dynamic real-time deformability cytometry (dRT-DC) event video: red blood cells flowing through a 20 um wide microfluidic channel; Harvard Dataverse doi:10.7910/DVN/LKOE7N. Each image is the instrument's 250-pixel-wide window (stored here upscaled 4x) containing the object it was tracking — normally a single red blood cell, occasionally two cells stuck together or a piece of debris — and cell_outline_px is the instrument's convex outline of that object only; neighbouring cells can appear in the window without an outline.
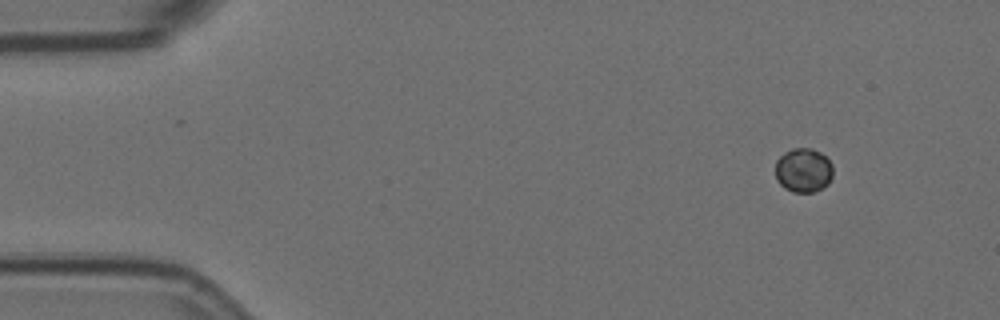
{"species": "Egyptian fruit bat (a non-hibernating species)", "species_latin": "Rousettus aegyptiacus", "temperature_condition": "room temperature", "stored_images_in_passage": 5, "camera_frame_rate_fps": 3000, "um_per_image_px": 0.085, "animal": {"sex": "female"}, "frame": {"image": 1, "passage_image": 2, "time_ms": 0.333, "image_size_px": [1000, 320], "cell_outline_px": [[832, 176], [828, 184], [812, 192], [792, 192], [784, 188], [776, 180], [776, 160], [784, 152], [792, 148], [812, 148], [820, 152], [832, 164]], "centroid_in_image_um": [68.27, 14.46], "position_along_channel_um": 16.7, "area_um2": 14.85}}
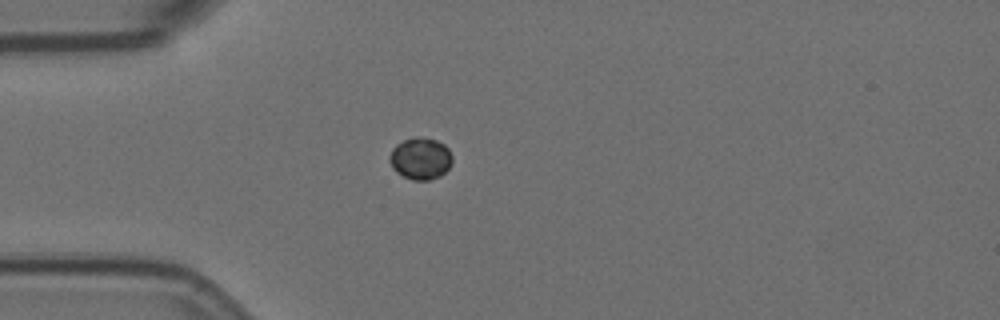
{"frame": {"image": 2, "passage_image": 5, "time_ms": 1.333, "image_size_px": [1000, 320], "cell_outline_px": [[452, 160], [448, 168], [440, 176], [428, 180], [412, 180], [396, 172], [392, 168], [388, 160], [388, 156], [392, 148], [396, 144], [404, 140], [416, 136], [436, 140], [444, 144], [448, 148], [452, 156]], "centroid_in_image_um": [35.71, 13.47], "position_along_channel_um": 49.3, "area_um2": 15.37}}